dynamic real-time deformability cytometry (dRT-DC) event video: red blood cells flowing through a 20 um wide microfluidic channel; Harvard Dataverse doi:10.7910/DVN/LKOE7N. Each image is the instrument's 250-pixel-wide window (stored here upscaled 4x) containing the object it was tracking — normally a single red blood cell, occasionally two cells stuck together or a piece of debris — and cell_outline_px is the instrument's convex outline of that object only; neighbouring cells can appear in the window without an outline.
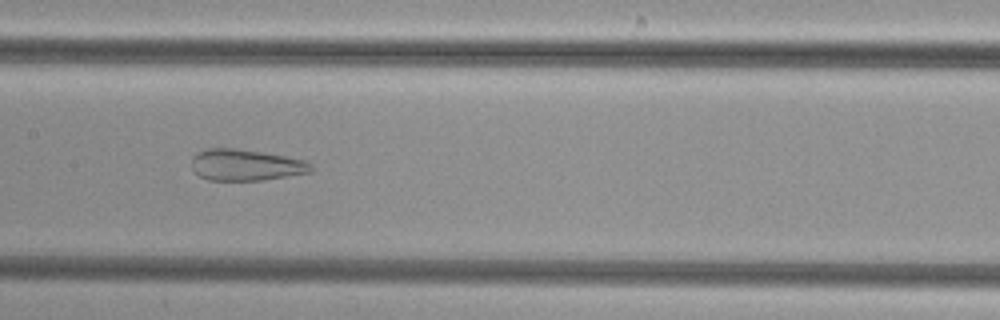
{"species": "common noctule bat (a hibernating species)", "species_latin": "Nyctalus noctula", "temperature_condition": "cold", "stored_images_in_passage": 50, "camera_frame_rate_fps": 3000, "um_per_image_px": 0.085, "animal": {"sex": "female", "body_mass_g": 29.2, "forearm_length_mm": 56.3}, "frame": {"image": 1, "passage_image": 25, "time_ms": 8.0, "image_size_px": [1000, 320], "cell_outline_px": [[312, 172], [264, 180], [208, 180], [200, 176], [192, 168], [192, 156], [196, 152], [208, 148], [236, 148], [284, 156], [304, 160], [312, 164]], "centroid_in_image_um": [20.88, 14.02], "position_along_channel_um": 186.5, "area_um2": 21.79}}
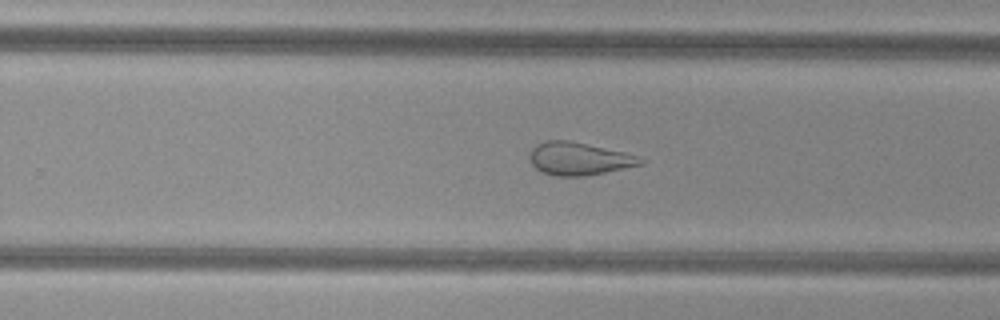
{"frame": {"image": 2, "passage_image": 32, "time_ms": 10.333, "image_size_px": [1000, 320], "cell_outline_px": [[648, 160], [644, 164], [584, 176], [556, 176], [544, 172], [536, 168], [532, 164], [528, 156], [528, 152], [536, 144], [544, 140], [568, 140], [624, 152], [640, 156]], "centroid_in_image_um": [49.22, 13.48], "position_along_channel_um": 280.6, "area_um2": 21.27}}
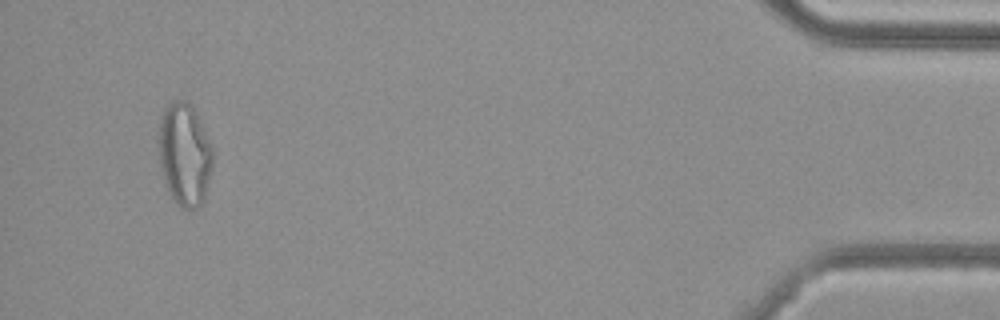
{"frame": {"image": 3, "passage_image": 48, "time_ms": 15.667, "image_size_px": [1000, 320], "cell_outline_px": [[212, 168], [204, 200], [200, 208], [180, 208], [176, 204], [168, 192], [160, 168], [156, 140], [160, 116], [164, 108], [172, 100], [180, 100], [188, 104], [192, 108], [212, 144]], "centroid_in_image_um": [15.64, 13.15], "position_along_channel_um": 419.6, "area_um2": 32.95}}